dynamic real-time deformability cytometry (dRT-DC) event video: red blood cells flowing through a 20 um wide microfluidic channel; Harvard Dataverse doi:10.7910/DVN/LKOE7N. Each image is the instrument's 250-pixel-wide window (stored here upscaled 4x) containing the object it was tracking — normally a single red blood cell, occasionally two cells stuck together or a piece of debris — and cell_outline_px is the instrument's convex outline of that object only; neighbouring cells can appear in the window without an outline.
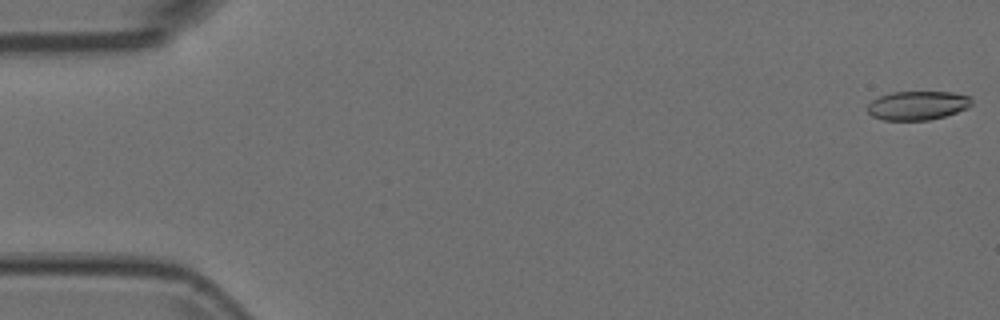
{"species": "Egyptian fruit bat (a non-hibernating species)", "species_latin": "Rousettus aegyptiacus", "temperature_condition": "room temperature", "stored_images_in_passage": 42, "camera_frame_rate_fps": 3000, "um_per_image_px": 0.085, "animal": {"sex": "female"}, "frame": {"image": 1, "passage_image": 1, "time_ms": 0.0, "image_size_px": [1000, 320], "cell_outline_px": [[972, 104], [968, 108], [944, 116], [928, 120], [884, 120], [872, 116], [868, 112], [868, 104], [872, 100], [880, 96], [892, 92], [952, 92], [968, 96], [972, 100]], "centroid_in_image_um": [77.99, 8.96], "position_along_channel_um": 7.0, "area_um2": 17.46}}
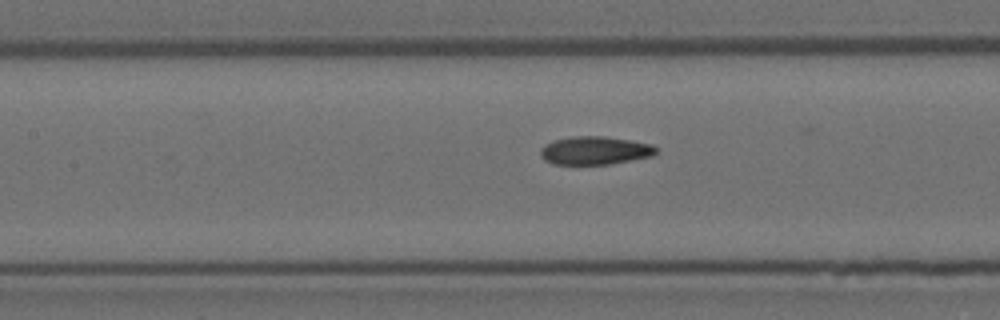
{"frame": {"image": 2, "passage_image": 24, "time_ms": 7.667, "image_size_px": [1000, 320], "cell_outline_px": [[656, 152], [652, 156], [612, 164], [552, 164], [544, 160], [540, 156], [540, 148], [544, 144], [552, 140], [572, 136], [604, 136], [632, 140], [652, 144], [656, 148]], "centroid_in_image_um": [50.53, 12.79], "position_along_channel_um": 156.9, "area_um2": 19.25}}
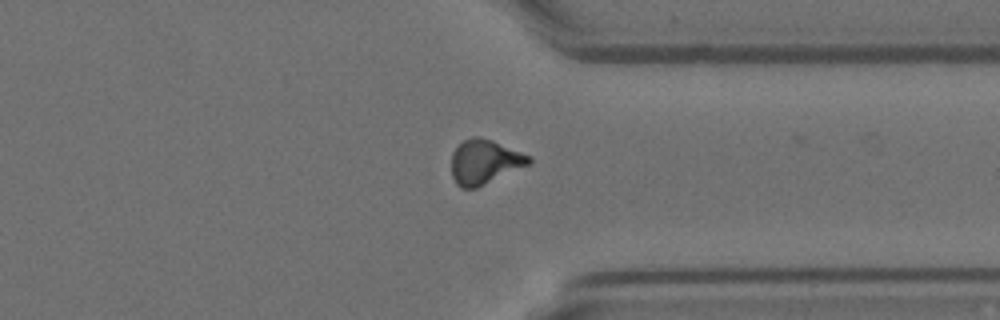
{"frame": {"image": 3, "passage_image": 41, "time_ms": 13.333, "image_size_px": [1000, 320], "cell_outline_px": [[532, 160], [528, 164], [476, 188], [460, 188], [456, 184], [452, 176], [452, 152], [464, 140], [472, 136], [480, 136], [492, 140], [532, 156]], "centroid_in_image_um": [41.17, 13.74], "position_along_channel_um": 370.2, "area_um2": 19.88}}